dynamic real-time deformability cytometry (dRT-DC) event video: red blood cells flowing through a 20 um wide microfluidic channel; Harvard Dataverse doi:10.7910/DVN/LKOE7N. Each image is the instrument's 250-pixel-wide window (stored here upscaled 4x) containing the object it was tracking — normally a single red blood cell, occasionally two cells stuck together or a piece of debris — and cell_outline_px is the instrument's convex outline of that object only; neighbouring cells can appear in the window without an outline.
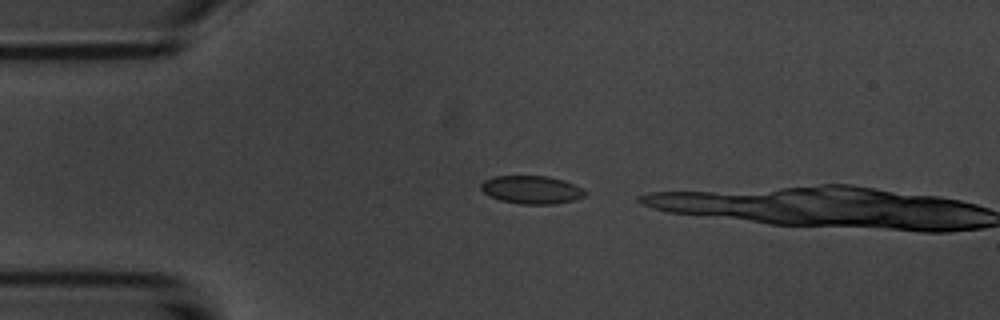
{"species": "common noctule bat (a hibernating species)", "species_latin": "Nyctalus noctula", "temperature_condition": "room temperature", "stored_images_in_passage": 2, "camera_frame_rate_fps": 3000, "um_per_image_px": 0.085, "animal": {"sex": "male", "body_mass_g": 20.1, "forearm_length_mm": 53.5}, "frame": {"image": 1, "passage_image": 1, "time_ms": 0.0, "image_size_px": [1000, 320], "cell_outline_px": [[588, 192], [584, 196], [576, 200], [556, 204], [520, 204], [500, 200], [488, 196], [480, 188], [480, 184], [484, 180], [496, 176], [548, 176], [564, 180], [584, 188]], "centroid_in_image_um": [45.22, 16.13], "position_along_channel_um": 39.8, "area_um2": 17.28}}